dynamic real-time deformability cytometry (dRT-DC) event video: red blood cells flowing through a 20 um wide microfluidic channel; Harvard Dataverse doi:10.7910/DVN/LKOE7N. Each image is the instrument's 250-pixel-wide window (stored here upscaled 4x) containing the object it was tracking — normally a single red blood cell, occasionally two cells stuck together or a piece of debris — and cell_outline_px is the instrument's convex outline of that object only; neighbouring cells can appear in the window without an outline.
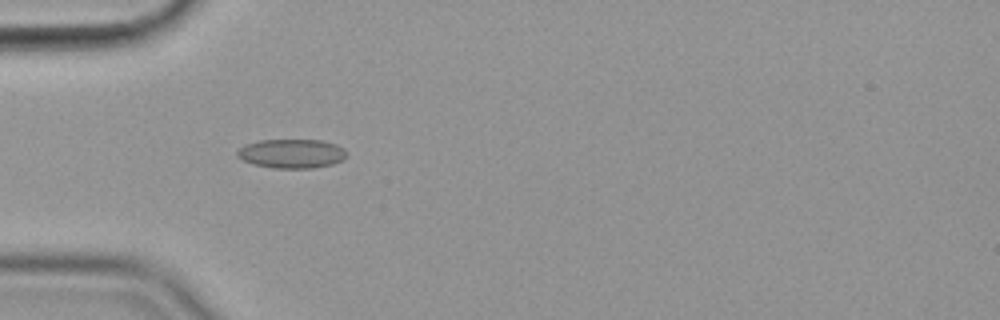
{"species": "common noctule bat (a hibernating species)", "species_latin": "Nyctalus noctula", "temperature_condition": "cold", "stored_images_in_passage": 44, "camera_frame_rate_fps": 3000, "um_per_image_px": 0.085, "animal": {"sex": "female", "body_mass_g": 19.9}, "frame": {"image": 1, "passage_image": 5, "time_ms": 1.333, "image_size_px": [1000, 320], "cell_outline_px": [[348, 152], [344, 160], [332, 164], [312, 168], [272, 168], [252, 164], [236, 156], [236, 152], [244, 144], [260, 140], [320, 140], [336, 144], [344, 148]], "centroid_in_image_um": [24.8, 13.05], "position_along_channel_um": 60.2, "area_um2": 18.73}}
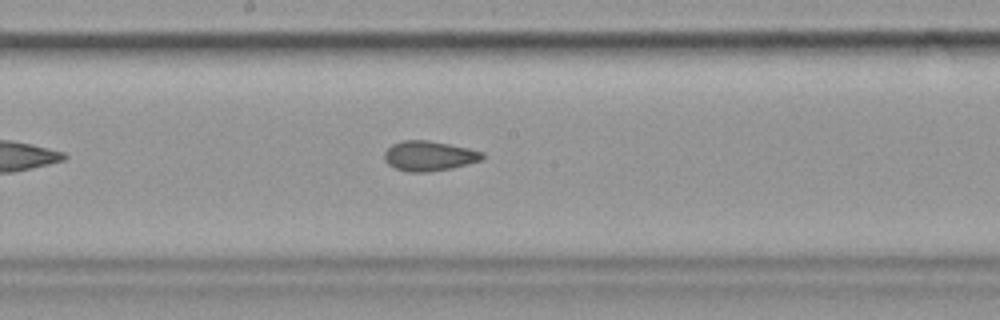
{"frame": {"image": 2, "passage_image": 18, "time_ms": 5.667, "image_size_px": [1000, 320], "cell_outline_px": [[484, 156], [480, 160], [468, 164], [452, 168], [428, 172], [408, 172], [396, 168], [388, 164], [384, 160], [384, 152], [392, 144], [404, 140], [428, 140], [468, 148], [484, 152]], "centroid_in_image_um": [36.46, 13.25], "position_along_channel_um": 211.7, "area_um2": 17.05}}
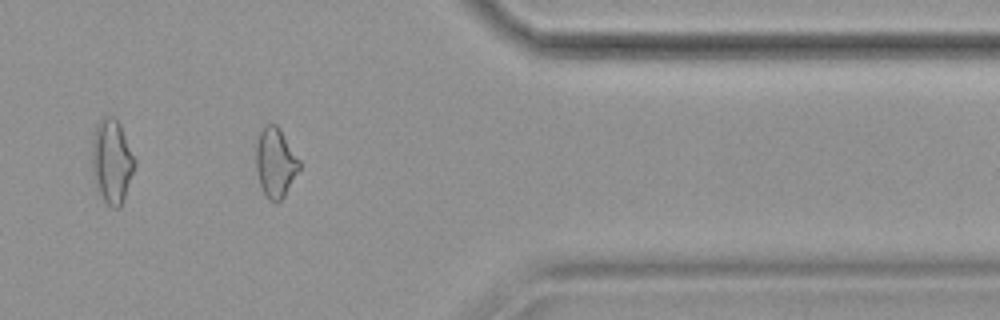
{"frame": {"image": 3, "passage_image": 34, "time_ms": 11.0, "image_size_px": [1000, 320], "cell_outline_px": [[300, 168], [284, 196], [276, 204], [268, 200], [260, 184], [256, 172], [256, 144], [260, 132], [264, 124], [276, 124], [280, 128], [300, 160]], "centroid_in_image_um": [23.41, 13.82], "position_along_channel_um": 388.0, "area_um2": 17.63}, "authors_computed_cell_mechanics": {"area_um2": 17.6001, "velocity_mm_per_s": 3.5826, "shape_relaxation_time_tau1_ms": null, "shape_relaxation_time_tau2_ms": 2.0837, "deformation_change_tau1": null, "deformation_change_tau2": 0.0622}}